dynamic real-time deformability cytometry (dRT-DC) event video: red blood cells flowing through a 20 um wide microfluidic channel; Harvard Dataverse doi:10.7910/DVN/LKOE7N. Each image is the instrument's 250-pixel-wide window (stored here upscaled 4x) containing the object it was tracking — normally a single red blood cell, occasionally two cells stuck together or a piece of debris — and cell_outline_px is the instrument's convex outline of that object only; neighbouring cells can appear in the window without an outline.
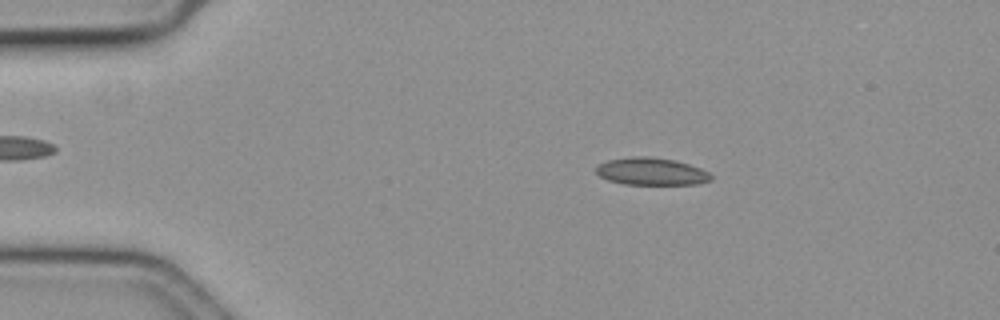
{"species": "common noctule bat (a hibernating species)", "species_latin": "Nyctalus noctula", "temperature_condition": "cold", "stored_images_in_passage": 57, "camera_frame_rate_fps": 3000, "um_per_image_px": 0.085, "animal": {"sex": "female", "body_mass_g": 19.3, "forearm_length_mm": 54.1}, "frame": {"image": 1, "passage_image": 10, "time_ms": 3.0, "image_size_px": [1000, 320], "cell_outline_px": [[712, 180], [700, 184], [624, 184], [608, 180], [600, 176], [596, 172], [596, 164], [608, 160], [632, 156], [648, 156], [676, 160], [700, 168], [708, 172], [712, 176]], "centroid_in_image_um": [55.36, 14.57], "position_along_channel_um": 29.6, "area_um2": 18.44}}
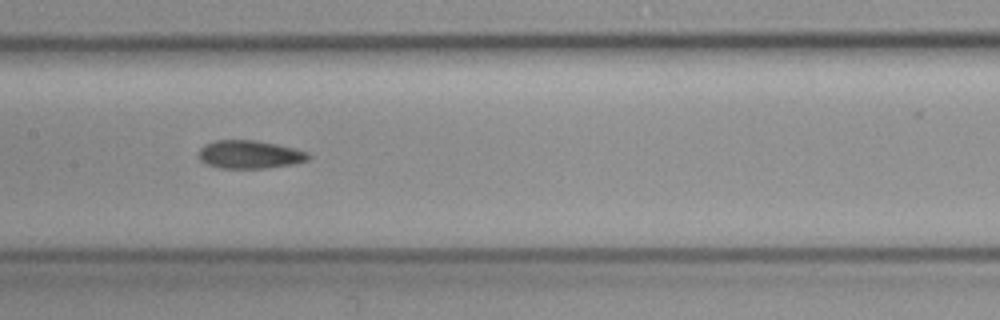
{"frame": {"image": 2, "passage_image": 28, "time_ms": 9.0, "image_size_px": [1000, 320], "cell_outline_px": [[312, 156], [308, 160], [292, 164], [268, 168], [220, 168], [208, 164], [200, 160], [196, 156], [200, 148], [204, 144], [216, 140], [256, 140], [296, 148], [308, 152]], "centroid_in_image_um": [21.22, 13.12], "position_along_channel_um": 186.2, "area_um2": 18.21}}
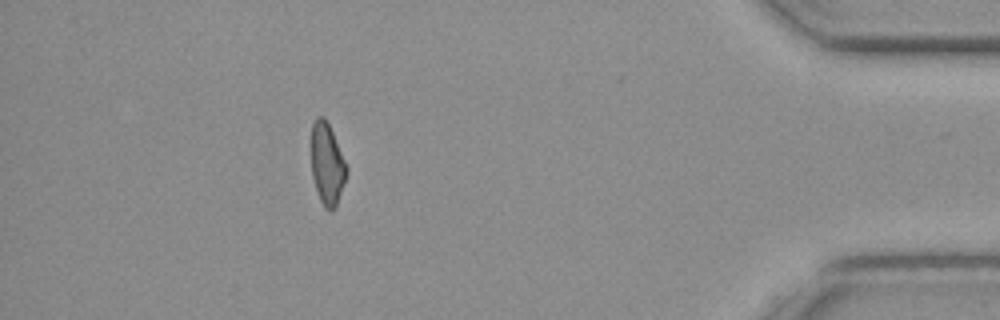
{"frame": {"image": 3, "passage_image": 51, "time_ms": 16.667, "image_size_px": [1000, 320], "cell_outline_px": [[348, 172], [336, 208], [332, 212], [324, 208], [320, 200], [312, 176], [312, 124], [316, 116], [324, 116], [332, 132], [348, 168]], "centroid_in_image_um": [27.82, 13.98], "position_along_channel_um": 407.4, "area_um2": 16.76}, "authors_computed_cell_mechanics": {"area_um2": 17.9758, "velocity_mm_per_s": 3.5904, "shape_relaxation_time_tau1_ms": 5.6653, "shape_relaxation_time_tau2_ms": 6.3508, "deformation_change_tau1": 0.1276, "deformation_change_tau2": 0.1178}}